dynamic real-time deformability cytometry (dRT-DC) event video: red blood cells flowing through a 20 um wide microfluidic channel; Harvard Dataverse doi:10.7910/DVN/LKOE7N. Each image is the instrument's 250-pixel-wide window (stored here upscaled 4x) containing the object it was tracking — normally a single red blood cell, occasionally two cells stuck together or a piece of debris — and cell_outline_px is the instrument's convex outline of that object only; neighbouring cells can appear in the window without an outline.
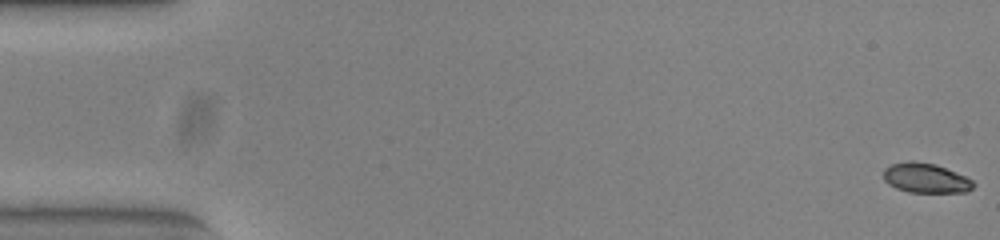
{"species": "common noctule bat (a hibernating species)", "species_latin": "Nyctalus noctula", "temperature_condition": "warm", "stored_images_in_passage": 54, "camera_frame_rate_fps": 3000, "um_per_image_px": 0.085, "animal": {"sex": "female", "body_mass_g": 23.0, "forearm_length_mm": 53.4}, "frame": {"image": 1, "passage_image": 1, "time_ms": 0.0, "image_size_px": [1000, 240], "cell_outline_px": [[976, 184], [968, 192], [908, 192], [896, 188], [888, 184], [884, 180], [884, 168], [892, 164], [908, 160], [912, 160], [936, 164], [956, 172], [972, 180]], "centroid_in_image_um": [78.68, 15.13], "position_along_channel_um": 6.3, "area_um2": 15.66}}
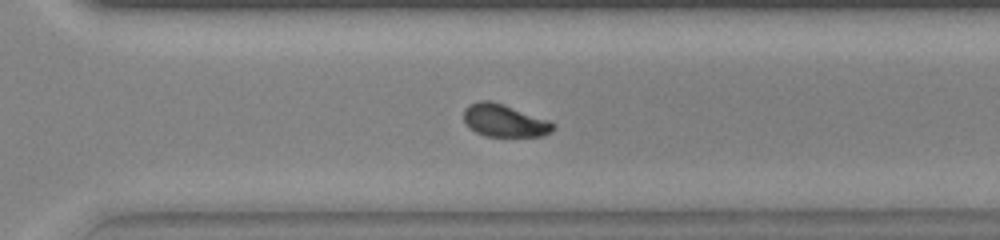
{"frame": {"image": 2, "passage_image": 38, "time_ms": 12.333, "image_size_px": [1000, 240], "cell_outline_px": [[556, 128], [552, 132], [544, 136], [484, 136], [476, 132], [464, 120], [464, 108], [468, 104], [480, 100], [488, 100], [548, 120], [556, 124]], "centroid_in_image_um": [42.89, 10.27], "position_along_channel_um": 327.7, "area_um2": 16.7}}
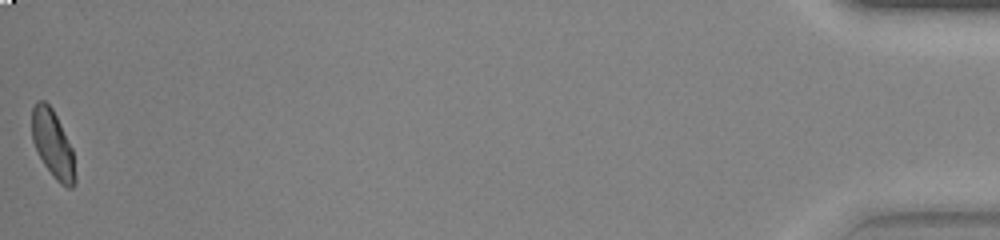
{"frame": {"image": 3, "passage_image": 54, "time_ms": 17.667, "image_size_px": [1000, 240], "cell_outline_px": [[76, 184], [72, 188], [68, 188], [60, 184], [52, 176], [44, 164], [32, 140], [32, 108], [36, 100], [44, 100], [52, 108], [72, 148], [76, 176]], "centroid_in_image_um": [4.5, 12.28], "position_along_channel_um": 430.7, "area_um2": 16.99}, "authors_computed_cell_mechanics": {"area_um2": 17.1666, "velocity_mm_per_s": 3.8482, "shape_relaxation_time_tau1_ms": 4.0175, "shape_relaxation_time_tau2_ms": 1.9682, "deformation_change_tau1": 0.1336, "deformation_change_tau2": 0.0616}}